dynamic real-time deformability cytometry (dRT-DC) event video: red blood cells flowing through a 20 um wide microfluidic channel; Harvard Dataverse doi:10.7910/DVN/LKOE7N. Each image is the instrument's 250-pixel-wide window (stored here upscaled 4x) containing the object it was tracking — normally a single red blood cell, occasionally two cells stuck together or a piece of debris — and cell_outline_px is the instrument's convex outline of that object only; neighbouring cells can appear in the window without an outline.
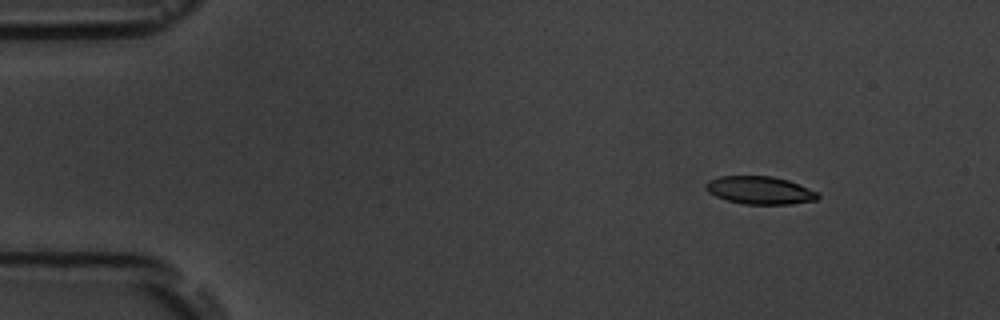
{"species": "common noctule bat (a hibernating species)", "species_latin": "Nyctalus noctula", "temperature_condition": "room temperature", "stored_images_in_passage": 4, "camera_frame_rate_fps": 3000, "um_per_image_px": 0.085, "animal": {"sex": "male", "body_mass_g": 19.5, "forearm_length_mm": 54.6}, "frame": {"image": 1, "passage_image": 2, "time_ms": 1.0, "image_size_px": [1000, 320], "cell_outline_px": [[820, 196], [816, 200], [792, 204], [744, 204], [728, 200], [716, 196], [708, 192], [704, 188], [704, 184], [708, 180], [720, 176], [772, 176], [788, 180], [816, 192]], "centroid_in_image_um": [64.54, 16.17], "position_along_channel_um": 20.5, "area_um2": 18.09}}
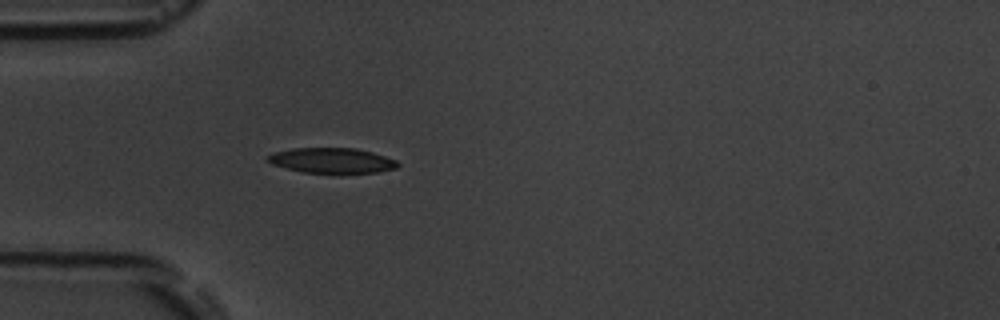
{"frame": {"image": 2, "passage_image": 4, "time_ms": 4.333, "image_size_px": [1000, 320], "cell_outline_px": [[400, 164], [396, 168], [376, 172], [304, 172], [272, 164], [268, 160], [268, 156], [276, 152], [292, 148], [356, 148], [372, 152], [396, 160]], "centroid_in_image_um": [28.24, 13.62], "position_along_channel_um": 56.8, "area_um2": 18.61}}